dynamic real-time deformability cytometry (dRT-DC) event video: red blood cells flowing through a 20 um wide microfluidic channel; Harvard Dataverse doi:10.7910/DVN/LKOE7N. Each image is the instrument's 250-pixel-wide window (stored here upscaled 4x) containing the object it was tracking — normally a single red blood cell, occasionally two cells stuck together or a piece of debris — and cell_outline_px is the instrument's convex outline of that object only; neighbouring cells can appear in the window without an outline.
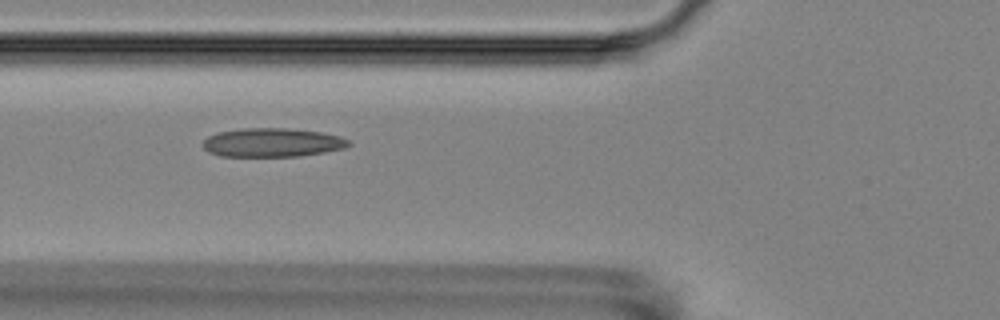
{"species": "Egyptian fruit bat (a non-hibernating species)", "species_latin": "Rousettus aegyptiacus", "temperature_condition": "room temperature", "stored_images_in_passage": 15, "camera_frame_rate_fps": 3000, "um_per_image_px": 0.085, "animal": {"sex": "female"}, "frame": {"image": 1, "passage_image": 6, "time_ms": 6.667, "image_size_px": [1000, 320], "cell_outline_px": [[352, 144], [344, 148], [324, 152], [300, 156], [220, 156], [208, 152], [204, 148], [204, 140], [208, 136], [216, 132], [244, 128], [288, 128], [320, 132], [340, 136], [348, 140]], "centroid_in_image_um": [23.14, 12.11], "position_along_channel_um": 102.7, "area_um2": 24.45}}
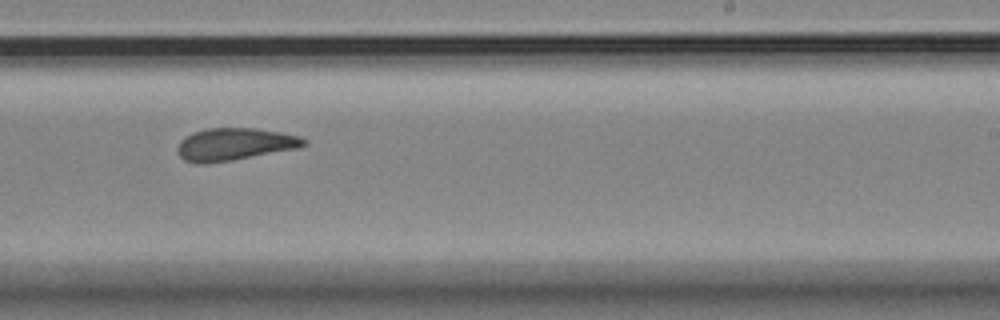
{"frame": {"image": 2, "passage_image": 10, "time_ms": 11.333, "image_size_px": [1000, 320], "cell_outline_px": [[308, 144], [300, 148], [232, 160], [204, 164], [196, 164], [184, 160], [176, 152], [176, 148], [180, 140], [184, 136], [192, 132], [208, 128], [252, 128], [280, 132], [300, 136], [308, 140]], "centroid_in_image_um": [19.92, 12.26], "position_along_channel_um": 269.1, "area_um2": 24.16}}
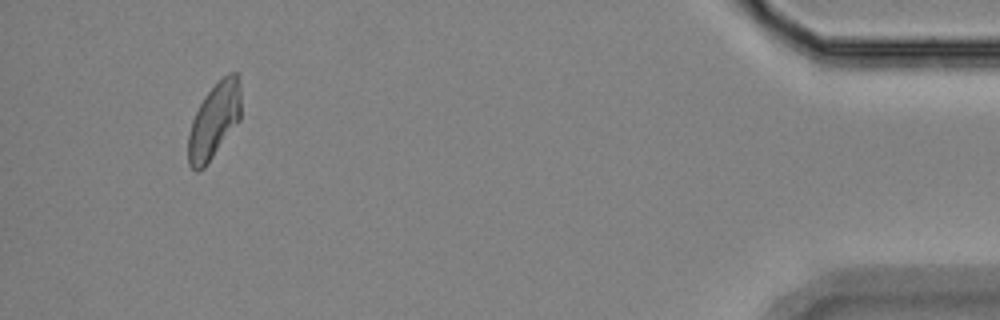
{"frame": {"image": 3, "passage_image": 14, "time_ms": 17.333, "image_size_px": [1000, 320], "cell_outline_px": [[240, 120], [204, 168], [196, 172], [188, 164], [188, 136], [192, 120], [204, 96], [228, 72], [236, 72], [240, 76]], "centroid_in_image_um": [18.21, 10.26], "position_along_channel_um": 417.0, "area_um2": 23.06}, "authors_computed_cell_mechanics": {"area_um2": 24.1604, "velocity_mm_per_s": 3.5692, "shape_relaxation_time_tau1_ms": null, "shape_relaxation_time_tau2_ms": 4.51, "deformation_change_tau1": null, "deformation_change_tau2": 0.1129}}